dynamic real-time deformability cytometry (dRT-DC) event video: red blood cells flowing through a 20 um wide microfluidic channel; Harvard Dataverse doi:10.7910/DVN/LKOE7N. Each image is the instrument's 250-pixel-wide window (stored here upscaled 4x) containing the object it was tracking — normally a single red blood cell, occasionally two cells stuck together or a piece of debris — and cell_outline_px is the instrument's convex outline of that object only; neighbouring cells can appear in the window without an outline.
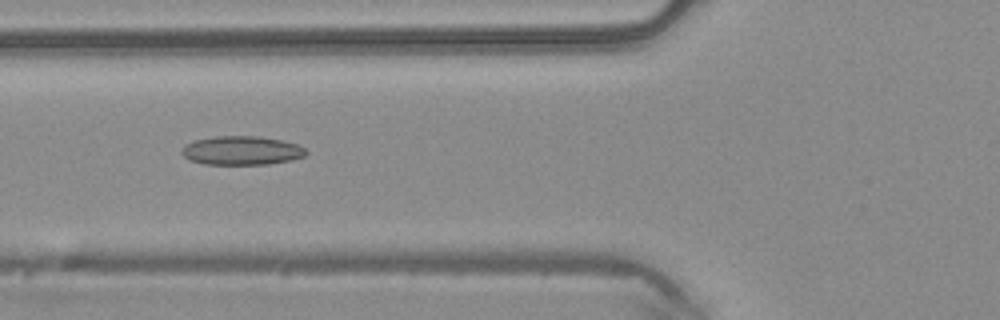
{"species": "common noctule bat (a hibernating species)", "species_latin": "Nyctalus noctula", "temperature_condition": "warm", "stored_images_in_passage": 49, "camera_frame_rate_fps": 3000, "um_per_image_px": 0.085, "animal": {"sex": "male", "body_mass_g": 20.4}, "frame": {"image": 1, "passage_image": 19, "time_ms": 6.0, "image_size_px": [1000, 320], "cell_outline_px": [[308, 152], [304, 156], [292, 160], [268, 164], [204, 164], [188, 160], [180, 152], [184, 144], [196, 140], [216, 136], [260, 136], [280, 140], [296, 144], [304, 148]], "centroid_in_image_um": [20.51, 12.8], "position_along_channel_um": 105.3, "area_um2": 20.92}}
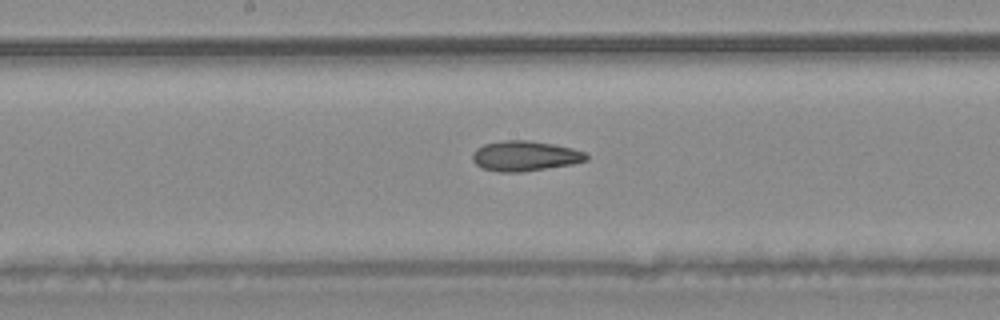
{"frame": {"image": 2, "passage_image": 26, "time_ms": 8.333, "image_size_px": [1000, 320], "cell_outline_px": [[588, 160], [572, 164], [524, 172], [500, 172], [484, 168], [476, 164], [472, 160], [472, 152], [476, 148], [484, 144], [504, 140], [528, 140], [552, 144], [572, 148], [584, 152], [588, 156]], "centroid_in_image_um": [44.61, 13.26], "position_along_channel_um": 203.6, "area_um2": 20.0}}
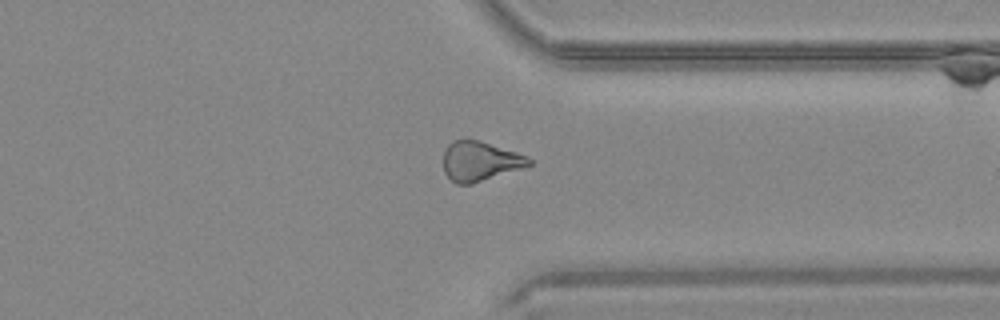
{"frame": {"image": 3, "passage_image": 38, "time_ms": 12.333, "image_size_px": [1000, 320], "cell_outline_px": [[532, 164], [472, 184], [456, 184], [444, 172], [444, 152], [448, 144], [452, 140], [480, 140], [528, 156], [532, 160]], "centroid_in_image_um": [40.79, 13.69], "position_along_channel_um": 370.6, "area_um2": 19.54}, "authors_computed_cell_mechanics": {"area_um2": 20.7502, "velocity_mm_per_s": 4.2028, "shape_relaxation_time_tau1_ms": null, "shape_relaxation_time_tau2_ms": 6.0172, "deformation_change_tau1": null, "deformation_change_tau2": 0.1714}}